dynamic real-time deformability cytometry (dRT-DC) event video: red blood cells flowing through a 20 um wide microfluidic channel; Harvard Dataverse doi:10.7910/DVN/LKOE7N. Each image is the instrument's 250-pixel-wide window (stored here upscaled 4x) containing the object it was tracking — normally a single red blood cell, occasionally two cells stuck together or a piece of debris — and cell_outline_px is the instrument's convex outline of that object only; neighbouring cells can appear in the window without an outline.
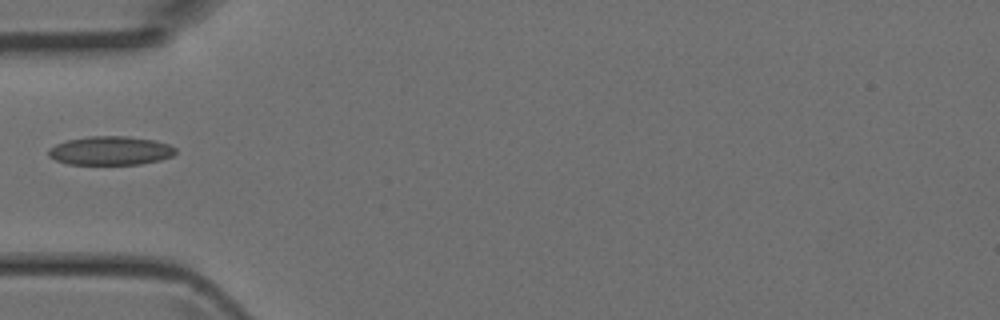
{"species": "Egyptian fruit bat (a non-hibernating species)", "species_latin": "Rousettus aegyptiacus", "temperature_condition": "room temperature", "stored_images_in_passage": 4, "camera_frame_rate_fps": 3000, "um_per_image_px": 0.085, "animal": {"sex": "female"}, "frame": {"image": 1, "passage_image": 4, "time_ms": 1.0, "image_size_px": [1000, 320], "cell_outline_px": [[176, 152], [172, 156], [160, 160], [140, 164], [68, 164], [56, 160], [48, 156], [48, 148], [56, 144], [68, 140], [88, 136], [128, 136], [156, 140], [168, 144], [176, 148]], "centroid_in_image_um": [9.39, 12.8], "position_along_channel_um": 75.6, "area_um2": 21.39}}